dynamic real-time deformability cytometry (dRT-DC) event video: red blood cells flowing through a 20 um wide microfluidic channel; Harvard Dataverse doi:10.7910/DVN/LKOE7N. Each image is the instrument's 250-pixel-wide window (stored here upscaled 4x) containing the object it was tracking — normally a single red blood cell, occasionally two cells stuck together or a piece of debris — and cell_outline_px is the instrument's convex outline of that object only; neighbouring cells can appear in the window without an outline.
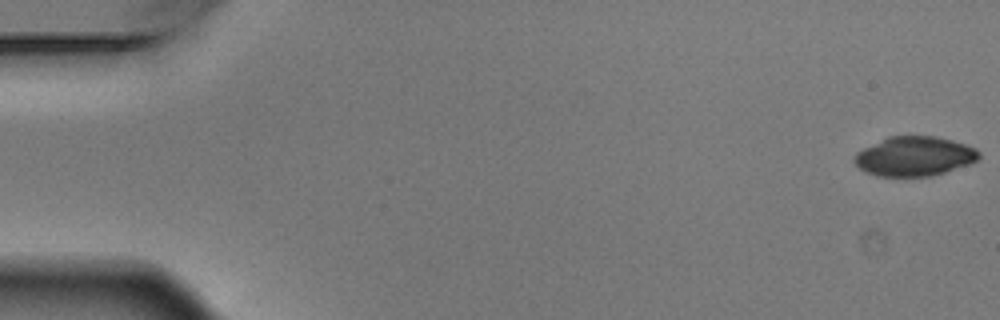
{"species": "Egyptian fruit bat (a non-hibernating species)", "species_latin": "Rousettus aegyptiacus", "temperature_condition": "warm", "stored_images_in_passage": 8, "camera_frame_rate_fps": 3000, "um_per_image_px": 0.085, "animal": {"sex": "male"}, "frame": {"image": 1, "passage_image": 1, "time_ms": 0.0, "image_size_px": [1000, 320], "cell_outline_px": [[980, 156], [972, 164], [932, 176], [876, 176], [864, 172], [852, 160], [856, 152], [888, 136], [936, 136], [952, 140], [976, 148], [980, 152]], "centroid_in_image_um": [77.73, 13.29], "position_along_channel_um": 7.3, "area_um2": 28.84}}
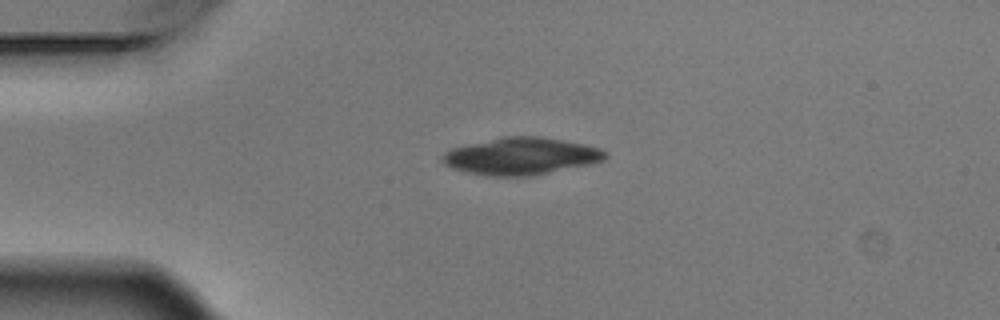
{"frame": {"image": 2, "passage_image": 4, "time_ms": 1.0, "image_size_px": [1000, 320], "cell_outline_px": [[608, 156], [604, 160], [588, 164], [524, 176], [488, 176], [468, 172], [452, 168], [444, 164], [440, 156], [444, 152], [452, 148], [468, 144], [504, 136], [540, 136], [564, 140], [584, 144], [600, 148], [608, 152]], "centroid_in_image_um": [44.27, 13.26], "position_along_channel_um": 40.7, "area_um2": 34.91}}